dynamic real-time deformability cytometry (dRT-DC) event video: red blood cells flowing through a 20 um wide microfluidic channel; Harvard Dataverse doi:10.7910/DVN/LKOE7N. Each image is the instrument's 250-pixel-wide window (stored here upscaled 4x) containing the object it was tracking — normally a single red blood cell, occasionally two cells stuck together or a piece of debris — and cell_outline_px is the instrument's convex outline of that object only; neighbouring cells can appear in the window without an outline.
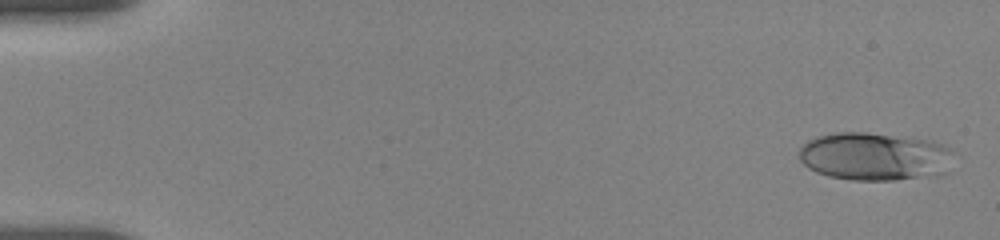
{"species": "human", "species_latin": "Homo sapiens", "temperature_condition": "room temperature", "stored_images_in_passage": 16, "camera_frame_rate_fps": 3000, "um_per_image_px": 0.085, "donor": {"sex": "female"}, "frame": {"image": 1, "passage_image": 1, "time_ms": 0.0, "image_size_px": [1000, 240], "cell_outline_px": [[952, 152], [948, 172], [944, 176], [896, 180], [852, 180], [828, 176], [816, 172], [808, 168], [800, 160], [800, 148], [808, 140], [816, 136], [836, 132], [868, 132], [932, 140], [952, 148]], "centroid_in_image_um": [74.4, 13.31], "position_along_channel_um": 10.6, "area_um2": 44.04}}
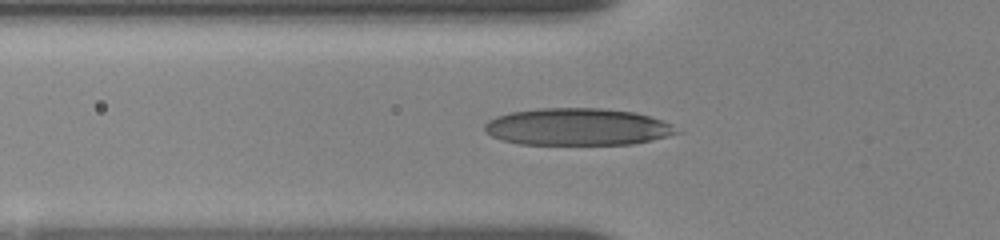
{"frame": {"image": 2, "passage_image": 10, "time_ms": 5.667, "image_size_px": [1000, 240], "cell_outline_px": [[684, 132], [652, 140], [632, 144], [520, 144], [500, 140], [484, 132], [484, 124], [488, 120], [496, 116], [512, 112], [540, 108], [600, 108], [632, 112], [648, 116], [672, 124]], "centroid_in_image_um": [49.08, 10.79], "position_along_channel_um": 76.7, "area_um2": 41.62}}
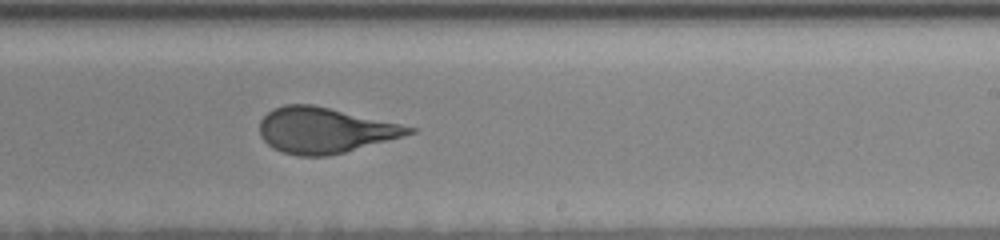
{"frame": {"image": 3, "passage_image": 16, "time_ms": 10.667, "image_size_px": [1000, 240], "cell_outline_px": [[416, 132], [344, 152], [328, 156], [300, 156], [284, 152], [272, 148], [260, 136], [260, 120], [268, 112], [284, 104], [312, 104], [416, 128]], "centroid_in_image_um": [27.54, 11.07], "position_along_channel_um": 261.5, "area_um2": 38.96}}